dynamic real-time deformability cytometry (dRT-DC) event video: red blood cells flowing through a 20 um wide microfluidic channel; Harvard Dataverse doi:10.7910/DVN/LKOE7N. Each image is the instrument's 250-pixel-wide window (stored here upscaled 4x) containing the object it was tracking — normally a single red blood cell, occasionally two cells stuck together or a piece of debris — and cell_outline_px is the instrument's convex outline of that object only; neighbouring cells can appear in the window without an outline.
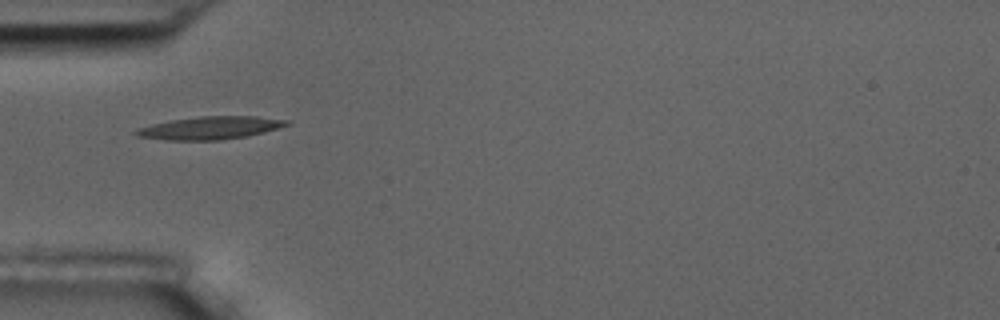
{"species": "common noctule bat (a hibernating species)", "species_latin": "Nyctalus noctula", "temperature_condition": "room temperature", "stored_images_in_passage": 6, "camera_frame_rate_fps": 3000, "um_per_image_px": 0.085, "animal": {"sex": "male", "body_mass_g": 17.5, "forearm_length_mm": 52.3}, "frame": {"image": 1, "passage_image": 1, "time_ms": 0.0, "image_size_px": [1000, 320], "cell_outline_px": [[288, 124], [264, 132], [244, 136], [220, 140], [168, 140], [136, 136], [132, 132], [136, 128], [168, 120], [200, 116], [256, 116], [288, 120]], "centroid_in_image_um": [17.77, 10.86], "position_along_channel_um": 67.2, "area_um2": 19.94}}
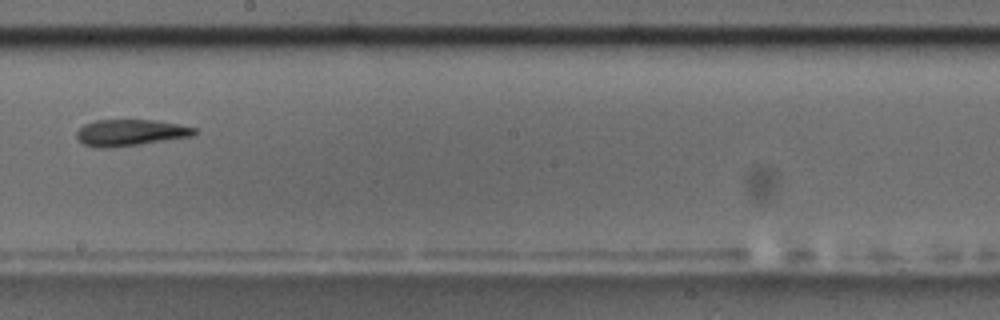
{"frame": {"image": 2, "passage_image": 5, "time_ms": 4.667, "image_size_px": [1000, 320], "cell_outline_px": [[196, 132], [192, 136], [140, 144], [112, 148], [92, 148], [80, 144], [76, 136], [76, 132], [84, 124], [96, 120], [156, 120], [180, 124], [196, 128]], "centroid_in_image_um": [11.02, 11.28], "position_along_channel_um": 237.2, "area_um2": 18.38}}
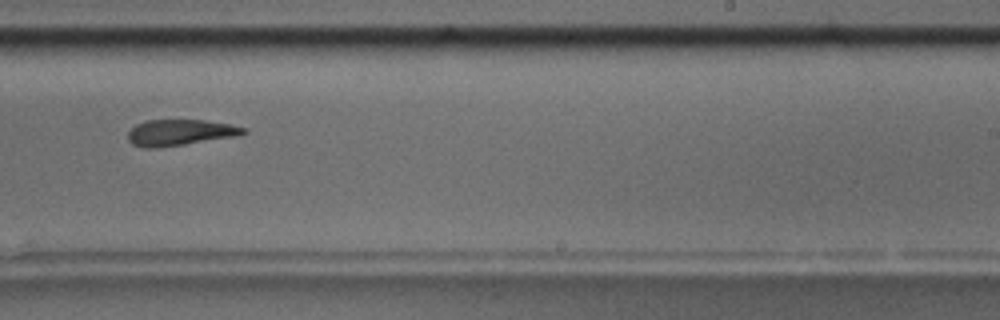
{"frame": {"image": 3, "passage_image": 6, "time_ms": 5.667, "image_size_px": [1000, 320], "cell_outline_px": [[248, 132], [244, 136], [156, 148], [144, 148], [132, 144], [128, 140], [128, 132], [136, 124], [144, 120], [204, 120], [232, 124], [248, 128]], "centroid_in_image_um": [15.39, 11.27], "position_along_channel_um": 273.6, "area_um2": 18.03}}